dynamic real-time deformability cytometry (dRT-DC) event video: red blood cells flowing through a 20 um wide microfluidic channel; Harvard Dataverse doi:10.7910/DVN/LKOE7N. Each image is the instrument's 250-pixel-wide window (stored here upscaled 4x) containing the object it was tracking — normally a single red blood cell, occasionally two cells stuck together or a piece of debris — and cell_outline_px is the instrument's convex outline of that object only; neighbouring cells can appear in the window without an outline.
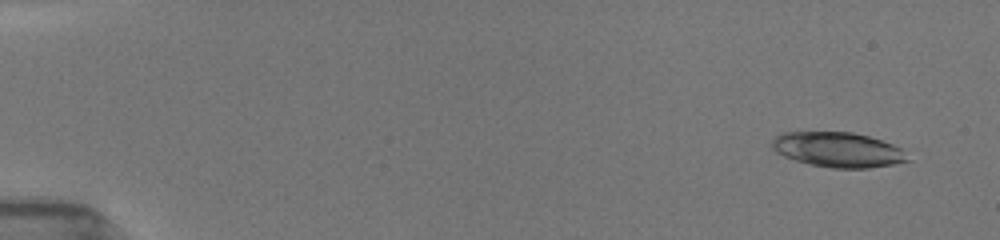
{"species": "common noctule bat (a hibernating species)", "species_latin": "Nyctalus noctula", "temperature_condition": "room temperature", "stored_images_in_passage": 7, "camera_frame_rate_fps": 3000, "um_per_image_px": 0.085, "animal": {"sex": "female", "body_mass_g": 19.5, "forearm_length_mm": 54.1}, "frame": {"image": 1, "passage_image": 1, "time_ms": 0.0, "image_size_px": [1000, 240], "cell_outline_px": [[904, 160], [892, 164], [868, 168], [832, 168], [808, 164], [784, 156], [776, 148], [776, 140], [780, 136], [792, 132], [848, 132], [868, 136], [880, 140], [900, 148]], "centroid_in_image_um": [71.24, 12.74], "position_along_channel_um": 13.8, "area_um2": 26.24}}